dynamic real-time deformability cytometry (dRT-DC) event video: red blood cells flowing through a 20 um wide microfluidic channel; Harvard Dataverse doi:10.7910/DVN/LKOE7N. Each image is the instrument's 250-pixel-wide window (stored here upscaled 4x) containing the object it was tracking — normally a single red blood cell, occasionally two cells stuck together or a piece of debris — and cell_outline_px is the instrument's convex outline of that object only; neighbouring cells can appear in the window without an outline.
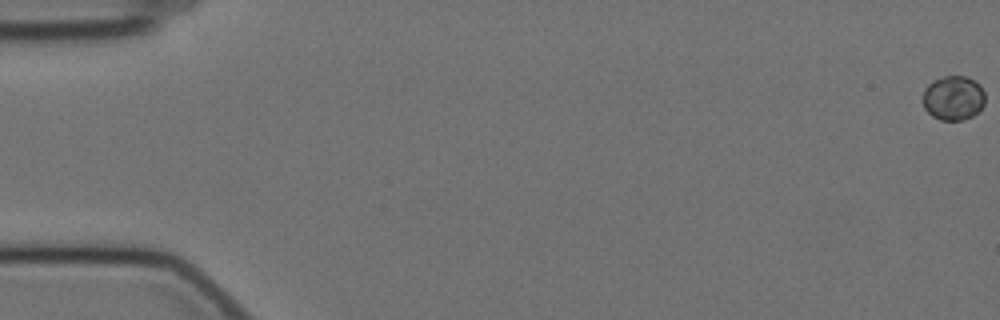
{"species": "Egyptian fruit bat (a non-hibernating species)", "species_latin": "Rousettus aegyptiacus", "temperature_condition": "cold", "stored_images_in_passage": 60, "camera_frame_rate_fps": 3000, "um_per_image_px": 0.085, "animal": {"sex": "female"}, "frame": {"image": 1, "passage_image": 1, "time_ms": 0.0, "image_size_px": [1000, 320], "cell_outline_px": [[984, 104], [972, 116], [964, 120], [940, 120], [932, 116], [924, 108], [924, 88], [932, 80], [944, 76], [964, 76], [980, 84], [984, 92]], "centroid_in_image_um": [81.02, 8.32], "position_along_channel_um": 4.0, "area_um2": 16.07}}
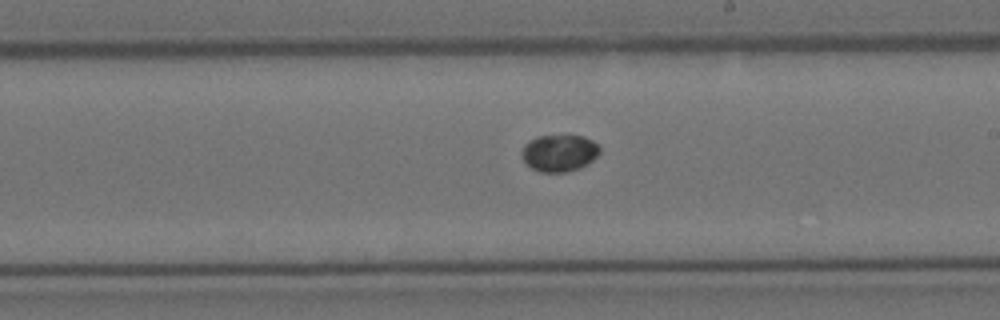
{"frame": {"image": 2, "passage_image": 35, "time_ms": 11.333, "image_size_px": [1000, 320], "cell_outline_px": [[600, 152], [588, 164], [580, 168], [564, 172], [540, 172], [532, 168], [520, 156], [520, 152], [524, 144], [528, 140], [536, 136], [584, 136], [592, 140], [600, 148]], "centroid_in_image_um": [47.51, 13.0], "position_along_channel_um": 241.5, "area_um2": 16.82}}
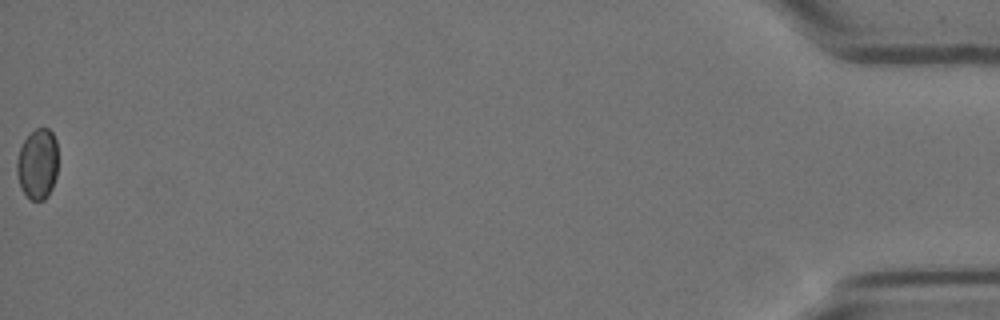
{"frame": {"image": 3, "passage_image": 60, "time_ms": 19.667, "image_size_px": [1000, 320], "cell_outline_px": [[56, 176], [52, 188], [48, 196], [44, 200], [32, 200], [20, 188], [16, 172], [16, 160], [20, 148], [24, 140], [36, 128], [48, 128], [52, 132], [56, 140]], "centroid_in_image_um": [3.17, 13.95], "position_along_channel_um": 432.0, "area_um2": 16.88}}